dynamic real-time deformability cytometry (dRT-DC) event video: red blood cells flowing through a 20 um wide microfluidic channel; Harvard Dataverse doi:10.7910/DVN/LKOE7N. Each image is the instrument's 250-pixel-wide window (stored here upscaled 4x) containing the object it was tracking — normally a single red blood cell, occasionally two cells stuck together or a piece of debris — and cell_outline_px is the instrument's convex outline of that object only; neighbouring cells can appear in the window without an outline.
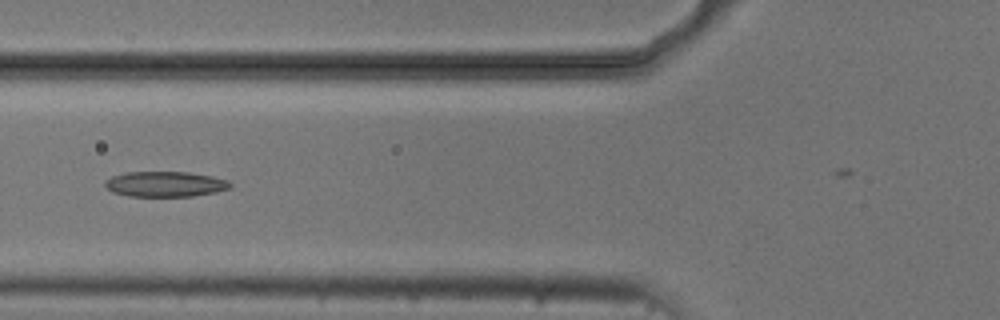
{"species": "common noctule bat (a hibernating species)", "species_latin": "Nyctalus noctula", "temperature_condition": "cold", "stored_images_in_passage": 5, "camera_frame_rate_fps": 3000, "um_per_image_px": 0.085, "animal": {"sex": "male", "body_mass_g": 20.5, "forearm_length_mm": 52.5}, "frame": {"image": 1, "passage_image": 5, "time_ms": 5.333, "image_size_px": [1000, 320], "cell_outline_px": [[232, 188], [216, 192], [192, 196], [128, 196], [112, 192], [104, 184], [104, 180], [112, 176], [124, 172], [188, 172], [212, 176], [228, 180], [232, 184]], "centroid_in_image_um": [14.05, 15.64], "position_along_channel_um": 111.8, "area_um2": 18.61}}